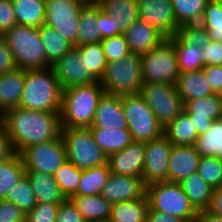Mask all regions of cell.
Segmentation results:
<instances>
[{
	"label": "cell",
	"mask_w": 222,
	"mask_h": 222,
	"mask_svg": "<svg viewBox=\"0 0 222 222\" xmlns=\"http://www.w3.org/2000/svg\"><path fill=\"white\" fill-rule=\"evenodd\" d=\"M173 145L162 135L145 143L142 178L145 185L168 181V166Z\"/></svg>",
	"instance_id": "13"
},
{
	"label": "cell",
	"mask_w": 222,
	"mask_h": 222,
	"mask_svg": "<svg viewBox=\"0 0 222 222\" xmlns=\"http://www.w3.org/2000/svg\"><path fill=\"white\" fill-rule=\"evenodd\" d=\"M177 52L179 72H196L202 70L204 51L197 47L184 46L175 36L169 37Z\"/></svg>",
	"instance_id": "38"
},
{
	"label": "cell",
	"mask_w": 222,
	"mask_h": 222,
	"mask_svg": "<svg viewBox=\"0 0 222 222\" xmlns=\"http://www.w3.org/2000/svg\"><path fill=\"white\" fill-rule=\"evenodd\" d=\"M144 83H172L179 76L177 52L173 42L166 38L157 47L141 55Z\"/></svg>",
	"instance_id": "9"
},
{
	"label": "cell",
	"mask_w": 222,
	"mask_h": 222,
	"mask_svg": "<svg viewBox=\"0 0 222 222\" xmlns=\"http://www.w3.org/2000/svg\"><path fill=\"white\" fill-rule=\"evenodd\" d=\"M209 0H171L178 26L200 23Z\"/></svg>",
	"instance_id": "37"
},
{
	"label": "cell",
	"mask_w": 222,
	"mask_h": 222,
	"mask_svg": "<svg viewBox=\"0 0 222 222\" xmlns=\"http://www.w3.org/2000/svg\"><path fill=\"white\" fill-rule=\"evenodd\" d=\"M194 147L202 157L222 159V118L213 120L211 128L197 137Z\"/></svg>",
	"instance_id": "36"
},
{
	"label": "cell",
	"mask_w": 222,
	"mask_h": 222,
	"mask_svg": "<svg viewBox=\"0 0 222 222\" xmlns=\"http://www.w3.org/2000/svg\"><path fill=\"white\" fill-rule=\"evenodd\" d=\"M199 176L213 189L222 186V159L203 156L197 169Z\"/></svg>",
	"instance_id": "44"
},
{
	"label": "cell",
	"mask_w": 222,
	"mask_h": 222,
	"mask_svg": "<svg viewBox=\"0 0 222 222\" xmlns=\"http://www.w3.org/2000/svg\"><path fill=\"white\" fill-rule=\"evenodd\" d=\"M3 124L17 154L29 146L55 140L61 135L60 113L18 106L3 113Z\"/></svg>",
	"instance_id": "1"
},
{
	"label": "cell",
	"mask_w": 222,
	"mask_h": 222,
	"mask_svg": "<svg viewBox=\"0 0 222 222\" xmlns=\"http://www.w3.org/2000/svg\"><path fill=\"white\" fill-rule=\"evenodd\" d=\"M196 222H222V217L211 214L204 210L198 212Z\"/></svg>",
	"instance_id": "57"
},
{
	"label": "cell",
	"mask_w": 222,
	"mask_h": 222,
	"mask_svg": "<svg viewBox=\"0 0 222 222\" xmlns=\"http://www.w3.org/2000/svg\"><path fill=\"white\" fill-rule=\"evenodd\" d=\"M56 222H86L71 199L59 204Z\"/></svg>",
	"instance_id": "48"
},
{
	"label": "cell",
	"mask_w": 222,
	"mask_h": 222,
	"mask_svg": "<svg viewBox=\"0 0 222 222\" xmlns=\"http://www.w3.org/2000/svg\"><path fill=\"white\" fill-rule=\"evenodd\" d=\"M184 111L190 116L198 136L202 135L211 128L213 120L222 118V95L185 101Z\"/></svg>",
	"instance_id": "16"
},
{
	"label": "cell",
	"mask_w": 222,
	"mask_h": 222,
	"mask_svg": "<svg viewBox=\"0 0 222 222\" xmlns=\"http://www.w3.org/2000/svg\"><path fill=\"white\" fill-rule=\"evenodd\" d=\"M69 199L76 205L86 222L109 221L112 203L102 195L71 196Z\"/></svg>",
	"instance_id": "26"
},
{
	"label": "cell",
	"mask_w": 222,
	"mask_h": 222,
	"mask_svg": "<svg viewBox=\"0 0 222 222\" xmlns=\"http://www.w3.org/2000/svg\"><path fill=\"white\" fill-rule=\"evenodd\" d=\"M5 201L14 203L25 214L37 205L36 196L26 175L7 192Z\"/></svg>",
	"instance_id": "41"
},
{
	"label": "cell",
	"mask_w": 222,
	"mask_h": 222,
	"mask_svg": "<svg viewBox=\"0 0 222 222\" xmlns=\"http://www.w3.org/2000/svg\"><path fill=\"white\" fill-rule=\"evenodd\" d=\"M26 70L15 68L0 75V110L5 111L19 106L24 89Z\"/></svg>",
	"instance_id": "23"
},
{
	"label": "cell",
	"mask_w": 222,
	"mask_h": 222,
	"mask_svg": "<svg viewBox=\"0 0 222 222\" xmlns=\"http://www.w3.org/2000/svg\"><path fill=\"white\" fill-rule=\"evenodd\" d=\"M201 50L205 66L222 65V42L209 41Z\"/></svg>",
	"instance_id": "50"
},
{
	"label": "cell",
	"mask_w": 222,
	"mask_h": 222,
	"mask_svg": "<svg viewBox=\"0 0 222 222\" xmlns=\"http://www.w3.org/2000/svg\"><path fill=\"white\" fill-rule=\"evenodd\" d=\"M100 43L107 63L117 61L131 53L124 34L103 39Z\"/></svg>",
	"instance_id": "45"
},
{
	"label": "cell",
	"mask_w": 222,
	"mask_h": 222,
	"mask_svg": "<svg viewBox=\"0 0 222 222\" xmlns=\"http://www.w3.org/2000/svg\"><path fill=\"white\" fill-rule=\"evenodd\" d=\"M174 84L183 102L205 98L214 94L206 80L203 70L180 72Z\"/></svg>",
	"instance_id": "24"
},
{
	"label": "cell",
	"mask_w": 222,
	"mask_h": 222,
	"mask_svg": "<svg viewBox=\"0 0 222 222\" xmlns=\"http://www.w3.org/2000/svg\"><path fill=\"white\" fill-rule=\"evenodd\" d=\"M2 37L12 52L17 68L34 70L51 67L38 28L17 24Z\"/></svg>",
	"instance_id": "4"
},
{
	"label": "cell",
	"mask_w": 222,
	"mask_h": 222,
	"mask_svg": "<svg viewBox=\"0 0 222 222\" xmlns=\"http://www.w3.org/2000/svg\"><path fill=\"white\" fill-rule=\"evenodd\" d=\"M20 156L26 172H41L54 175L67 160L61 135L52 141L35 144L24 149Z\"/></svg>",
	"instance_id": "11"
},
{
	"label": "cell",
	"mask_w": 222,
	"mask_h": 222,
	"mask_svg": "<svg viewBox=\"0 0 222 222\" xmlns=\"http://www.w3.org/2000/svg\"><path fill=\"white\" fill-rule=\"evenodd\" d=\"M67 160L81 170L107 164L108 157L94 141L89 128H61Z\"/></svg>",
	"instance_id": "7"
},
{
	"label": "cell",
	"mask_w": 222,
	"mask_h": 222,
	"mask_svg": "<svg viewBox=\"0 0 222 222\" xmlns=\"http://www.w3.org/2000/svg\"><path fill=\"white\" fill-rule=\"evenodd\" d=\"M16 154L4 124L0 125V163L7 161Z\"/></svg>",
	"instance_id": "54"
},
{
	"label": "cell",
	"mask_w": 222,
	"mask_h": 222,
	"mask_svg": "<svg viewBox=\"0 0 222 222\" xmlns=\"http://www.w3.org/2000/svg\"><path fill=\"white\" fill-rule=\"evenodd\" d=\"M101 41L98 23V4L84 5L78 22V46Z\"/></svg>",
	"instance_id": "32"
},
{
	"label": "cell",
	"mask_w": 222,
	"mask_h": 222,
	"mask_svg": "<svg viewBox=\"0 0 222 222\" xmlns=\"http://www.w3.org/2000/svg\"><path fill=\"white\" fill-rule=\"evenodd\" d=\"M53 176L61 192L68 199L77 191L82 170L75 167L69 160H66Z\"/></svg>",
	"instance_id": "42"
},
{
	"label": "cell",
	"mask_w": 222,
	"mask_h": 222,
	"mask_svg": "<svg viewBox=\"0 0 222 222\" xmlns=\"http://www.w3.org/2000/svg\"><path fill=\"white\" fill-rule=\"evenodd\" d=\"M3 124V112L0 110V125Z\"/></svg>",
	"instance_id": "59"
},
{
	"label": "cell",
	"mask_w": 222,
	"mask_h": 222,
	"mask_svg": "<svg viewBox=\"0 0 222 222\" xmlns=\"http://www.w3.org/2000/svg\"><path fill=\"white\" fill-rule=\"evenodd\" d=\"M174 36L184 46L197 47L200 49L210 41L207 29L200 23L179 26Z\"/></svg>",
	"instance_id": "43"
},
{
	"label": "cell",
	"mask_w": 222,
	"mask_h": 222,
	"mask_svg": "<svg viewBox=\"0 0 222 222\" xmlns=\"http://www.w3.org/2000/svg\"><path fill=\"white\" fill-rule=\"evenodd\" d=\"M92 136L97 145L108 157L110 154L121 151L134 140L127 128L122 129H103L90 126Z\"/></svg>",
	"instance_id": "27"
},
{
	"label": "cell",
	"mask_w": 222,
	"mask_h": 222,
	"mask_svg": "<svg viewBox=\"0 0 222 222\" xmlns=\"http://www.w3.org/2000/svg\"><path fill=\"white\" fill-rule=\"evenodd\" d=\"M131 53L145 54L157 47L166 38L154 27L138 19L125 33Z\"/></svg>",
	"instance_id": "21"
},
{
	"label": "cell",
	"mask_w": 222,
	"mask_h": 222,
	"mask_svg": "<svg viewBox=\"0 0 222 222\" xmlns=\"http://www.w3.org/2000/svg\"><path fill=\"white\" fill-rule=\"evenodd\" d=\"M207 212L222 217V186L214 188Z\"/></svg>",
	"instance_id": "56"
},
{
	"label": "cell",
	"mask_w": 222,
	"mask_h": 222,
	"mask_svg": "<svg viewBox=\"0 0 222 222\" xmlns=\"http://www.w3.org/2000/svg\"><path fill=\"white\" fill-rule=\"evenodd\" d=\"M17 25L12 0H0V36Z\"/></svg>",
	"instance_id": "47"
},
{
	"label": "cell",
	"mask_w": 222,
	"mask_h": 222,
	"mask_svg": "<svg viewBox=\"0 0 222 222\" xmlns=\"http://www.w3.org/2000/svg\"><path fill=\"white\" fill-rule=\"evenodd\" d=\"M146 195L151 209L180 217L185 222L197 221L198 213L190 205L180 183L163 181L149 184Z\"/></svg>",
	"instance_id": "6"
},
{
	"label": "cell",
	"mask_w": 222,
	"mask_h": 222,
	"mask_svg": "<svg viewBox=\"0 0 222 222\" xmlns=\"http://www.w3.org/2000/svg\"><path fill=\"white\" fill-rule=\"evenodd\" d=\"M38 33L44 44L47 62L50 66L54 65L74 47L62 34L47 24L40 26Z\"/></svg>",
	"instance_id": "29"
},
{
	"label": "cell",
	"mask_w": 222,
	"mask_h": 222,
	"mask_svg": "<svg viewBox=\"0 0 222 222\" xmlns=\"http://www.w3.org/2000/svg\"><path fill=\"white\" fill-rule=\"evenodd\" d=\"M105 90L99 82L63 89L61 128H89Z\"/></svg>",
	"instance_id": "2"
},
{
	"label": "cell",
	"mask_w": 222,
	"mask_h": 222,
	"mask_svg": "<svg viewBox=\"0 0 222 222\" xmlns=\"http://www.w3.org/2000/svg\"><path fill=\"white\" fill-rule=\"evenodd\" d=\"M59 204L37 203V205L26 213L25 222H56Z\"/></svg>",
	"instance_id": "46"
},
{
	"label": "cell",
	"mask_w": 222,
	"mask_h": 222,
	"mask_svg": "<svg viewBox=\"0 0 222 222\" xmlns=\"http://www.w3.org/2000/svg\"><path fill=\"white\" fill-rule=\"evenodd\" d=\"M202 70L212 92L222 95V65L205 66Z\"/></svg>",
	"instance_id": "51"
},
{
	"label": "cell",
	"mask_w": 222,
	"mask_h": 222,
	"mask_svg": "<svg viewBox=\"0 0 222 222\" xmlns=\"http://www.w3.org/2000/svg\"><path fill=\"white\" fill-rule=\"evenodd\" d=\"M79 3H81L82 5H92L97 3V0H75Z\"/></svg>",
	"instance_id": "58"
},
{
	"label": "cell",
	"mask_w": 222,
	"mask_h": 222,
	"mask_svg": "<svg viewBox=\"0 0 222 222\" xmlns=\"http://www.w3.org/2000/svg\"><path fill=\"white\" fill-rule=\"evenodd\" d=\"M106 94L122 96L140 93L143 82L141 55L130 53L107 63L99 80Z\"/></svg>",
	"instance_id": "5"
},
{
	"label": "cell",
	"mask_w": 222,
	"mask_h": 222,
	"mask_svg": "<svg viewBox=\"0 0 222 222\" xmlns=\"http://www.w3.org/2000/svg\"><path fill=\"white\" fill-rule=\"evenodd\" d=\"M180 185L197 213L208 208L213 188L197 172L183 179Z\"/></svg>",
	"instance_id": "28"
},
{
	"label": "cell",
	"mask_w": 222,
	"mask_h": 222,
	"mask_svg": "<svg viewBox=\"0 0 222 222\" xmlns=\"http://www.w3.org/2000/svg\"><path fill=\"white\" fill-rule=\"evenodd\" d=\"M121 100L127 129L134 141L146 143L163 135L157 118L139 93L122 95Z\"/></svg>",
	"instance_id": "10"
},
{
	"label": "cell",
	"mask_w": 222,
	"mask_h": 222,
	"mask_svg": "<svg viewBox=\"0 0 222 222\" xmlns=\"http://www.w3.org/2000/svg\"><path fill=\"white\" fill-rule=\"evenodd\" d=\"M138 17L156 28L165 38L174 36L179 28L171 0H137Z\"/></svg>",
	"instance_id": "14"
},
{
	"label": "cell",
	"mask_w": 222,
	"mask_h": 222,
	"mask_svg": "<svg viewBox=\"0 0 222 222\" xmlns=\"http://www.w3.org/2000/svg\"><path fill=\"white\" fill-rule=\"evenodd\" d=\"M26 169L20 154L0 163V200L25 176Z\"/></svg>",
	"instance_id": "35"
},
{
	"label": "cell",
	"mask_w": 222,
	"mask_h": 222,
	"mask_svg": "<svg viewBox=\"0 0 222 222\" xmlns=\"http://www.w3.org/2000/svg\"><path fill=\"white\" fill-rule=\"evenodd\" d=\"M17 68L12 52L6 41L0 36V75Z\"/></svg>",
	"instance_id": "53"
},
{
	"label": "cell",
	"mask_w": 222,
	"mask_h": 222,
	"mask_svg": "<svg viewBox=\"0 0 222 222\" xmlns=\"http://www.w3.org/2000/svg\"><path fill=\"white\" fill-rule=\"evenodd\" d=\"M26 214L14 203L0 200V222H25Z\"/></svg>",
	"instance_id": "49"
},
{
	"label": "cell",
	"mask_w": 222,
	"mask_h": 222,
	"mask_svg": "<svg viewBox=\"0 0 222 222\" xmlns=\"http://www.w3.org/2000/svg\"><path fill=\"white\" fill-rule=\"evenodd\" d=\"M25 175L30 181L37 203L61 204L67 199L53 175L41 172H26Z\"/></svg>",
	"instance_id": "25"
},
{
	"label": "cell",
	"mask_w": 222,
	"mask_h": 222,
	"mask_svg": "<svg viewBox=\"0 0 222 222\" xmlns=\"http://www.w3.org/2000/svg\"><path fill=\"white\" fill-rule=\"evenodd\" d=\"M79 48L81 60L87 70L100 80L107 66V61L100 42L77 46Z\"/></svg>",
	"instance_id": "40"
},
{
	"label": "cell",
	"mask_w": 222,
	"mask_h": 222,
	"mask_svg": "<svg viewBox=\"0 0 222 222\" xmlns=\"http://www.w3.org/2000/svg\"><path fill=\"white\" fill-rule=\"evenodd\" d=\"M200 24L207 29L210 41L222 42V0L206 3Z\"/></svg>",
	"instance_id": "39"
},
{
	"label": "cell",
	"mask_w": 222,
	"mask_h": 222,
	"mask_svg": "<svg viewBox=\"0 0 222 222\" xmlns=\"http://www.w3.org/2000/svg\"><path fill=\"white\" fill-rule=\"evenodd\" d=\"M114 21L115 20L111 19V17L98 5V23L100 26L101 40L121 34L118 29H116Z\"/></svg>",
	"instance_id": "52"
},
{
	"label": "cell",
	"mask_w": 222,
	"mask_h": 222,
	"mask_svg": "<svg viewBox=\"0 0 222 222\" xmlns=\"http://www.w3.org/2000/svg\"><path fill=\"white\" fill-rule=\"evenodd\" d=\"M164 131L184 111V102L172 83H143L139 93Z\"/></svg>",
	"instance_id": "8"
},
{
	"label": "cell",
	"mask_w": 222,
	"mask_h": 222,
	"mask_svg": "<svg viewBox=\"0 0 222 222\" xmlns=\"http://www.w3.org/2000/svg\"><path fill=\"white\" fill-rule=\"evenodd\" d=\"M62 92L52 67L26 70L19 107L60 113Z\"/></svg>",
	"instance_id": "3"
},
{
	"label": "cell",
	"mask_w": 222,
	"mask_h": 222,
	"mask_svg": "<svg viewBox=\"0 0 222 222\" xmlns=\"http://www.w3.org/2000/svg\"><path fill=\"white\" fill-rule=\"evenodd\" d=\"M201 157L194 145H173L169 158L168 181L180 183L197 172Z\"/></svg>",
	"instance_id": "19"
},
{
	"label": "cell",
	"mask_w": 222,
	"mask_h": 222,
	"mask_svg": "<svg viewBox=\"0 0 222 222\" xmlns=\"http://www.w3.org/2000/svg\"><path fill=\"white\" fill-rule=\"evenodd\" d=\"M97 4L115 20L116 29L121 34L139 19L137 0H97Z\"/></svg>",
	"instance_id": "22"
},
{
	"label": "cell",
	"mask_w": 222,
	"mask_h": 222,
	"mask_svg": "<svg viewBox=\"0 0 222 222\" xmlns=\"http://www.w3.org/2000/svg\"><path fill=\"white\" fill-rule=\"evenodd\" d=\"M148 209L147 195L136 200L113 203L108 222H146Z\"/></svg>",
	"instance_id": "31"
},
{
	"label": "cell",
	"mask_w": 222,
	"mask_h": 222,
	"mask_svg": "<svg viewBox=\"0 0 222 222\" xmlns=\"http://www.w3.org/2000/svg\"><path fill=\"white\" fill-rule=\"evenodd\" d=\"M145 161V143L133 141L121 151L108 156L111 173L142 177Z\"/></svg>",
	"instance_id": "18"
},
{
	"label": "cell",
	"mask_w": 222,
	"mask_h": 222,
	"mask_svg": "<svg viewBox=\"0 0 222 222\" xmlns=\"http://www.w3.org/2000/svg\"><path fill=\"white\" fill-rule=\"evenodd\" d=\"M163 135L172 145H194L198 134L194 130L190 116L183 111L173 120L172 124L163 131Z\"/></svg>",
	"instance_id": "34"
},
{
	"label": "cell",
	"mask_w": 222,
	"mask_h": 222,
	"mask_svg": "<svg viewBox=\"0 0 222 222\" xmlns=\"http://www.w3.org/2000/svg\"><path fill=\"white\" fill-rule=\"evenodd\" d=\"M110 174L111 170L108 163L82 170L77 191L72 196L101 195Z\"/></svg>",
	"instance_id": "33"
},
{
	"label": "cell",
	"mask_w": 222,
	"mask_h": 222,
	"mask_svg": "<svg viewBox=\"0 0 222 222\" xmlns=\"http://www.w3.org/2000/svg\"><path fill=\"white\" fill-rule=\"evenodd\" d=\"M146 222H185L180 217L153 210L149 207Z\"/></svg>",
	"instance_id": "55"
},
{
	"label": "cell",
	"mask_w": 222,
	"mask_h": 222,
	"mask_svg": "<svg viewBox=\"0 0 222 222\" xmlns=\"http://www.w3.org/2000/svg\"><path fill=\"white\" fill-rule=\"evenodd\" d=\"M18 25L39 28L45 23L46 0H12Z\"/></svg>",
	"instance_id": "30"
},
{
	"label": "cell",
	"mask_w": 222,
	"mask_h": 222,
	"mask_svg": "<svg viewBox=\"0 0 222 222\" xmlns=\"http://www.w3.org/2000/svg\"><path fill=\"white\" fill-rule=\"evenodd\" d=\"M101 195L112 204L136 200L146 195V185L142 177L111 173Z\"/></svg>",
	"instance_id": "17"
},
{
	"label": "cell",
	"mask_w": 222,
	"mask_h": 222,
	"mask_svg": "<svg viewBox=\"0 0 222 222\" xmlns=\"http://www.w3.org/2000/svg\"><path fill=\"white\" fill-rule=\"evenodd\" d=\"M91 126L96 128H127L121 96L104 94L98 102Z\"/></svg>",
	"instance_id": "20"
},
{
	"label": "cell",
	"mask_w": 222,
	"mask_h": 222,
	"mask_svg": "<svg viewBox=\"0 0 222 222\" xmlns=\"http://www.w3.org/2000/svg\"><path fill=\"white\" fill-rule=\"evenodd\" d=\"M62 89L77 85H88L99 80L87 70L81 60L79 48L74 46L64 57L51 66Z\"/></svg>",
	"instance_id": "15"
},
{
	"label": "cell",
	"mask_w": 222,
	"mask_h": 222,
	"mask_svg": "<svg viewBox=\"0 0 222 222\" xmlns=\"http://www.w3.org/2000/svg\"><path fill=\"white\" fill-rule=\"evenodd\" d=\"M84 5L75 0H46L45 23L78 46V22Z\"/></svg>",
	"instance_id": "12"
}]
</instances>
